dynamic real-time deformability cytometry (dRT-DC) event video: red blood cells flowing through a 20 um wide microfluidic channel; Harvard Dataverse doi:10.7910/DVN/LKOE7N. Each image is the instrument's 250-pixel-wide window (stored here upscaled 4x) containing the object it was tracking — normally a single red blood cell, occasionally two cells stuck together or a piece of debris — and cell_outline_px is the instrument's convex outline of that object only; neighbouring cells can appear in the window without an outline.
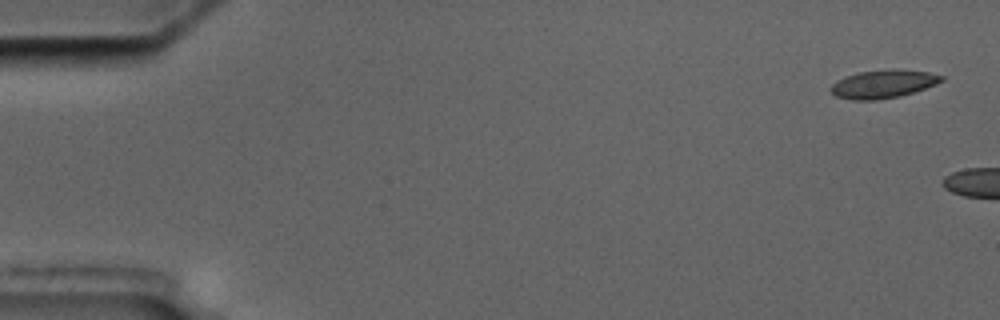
{"species": "common noctule bat (a hibernating species)", "species_latin": "Nyctalus noctula", "temperature_condition": "cold", "stored_images_in_passage": 2, "camera_frame_rate_fps": 3000, "um_per_image_px": 0.085, "animal": {"sex": "male", "body_mass_g": 17.5, "forearm_length_mm": 52.3}, "frame": {"image": 1, "passage_image": 1, "time_ms": 0.0, "image_size_px": [1000, 320], "cell_outline_px": [[944, 80], [936, 84], [900, 96], [876, 100], [852, 100], [836, 96], [828, 88], [836, 80], [844, 76], [860, 72], [892, 68], [896, 68], [928, 72], [944, 76]], "centroid_in_image_um": [75.05, 7.13], "position_along_channel_um": 10.0, "area_um2": 18.32}}